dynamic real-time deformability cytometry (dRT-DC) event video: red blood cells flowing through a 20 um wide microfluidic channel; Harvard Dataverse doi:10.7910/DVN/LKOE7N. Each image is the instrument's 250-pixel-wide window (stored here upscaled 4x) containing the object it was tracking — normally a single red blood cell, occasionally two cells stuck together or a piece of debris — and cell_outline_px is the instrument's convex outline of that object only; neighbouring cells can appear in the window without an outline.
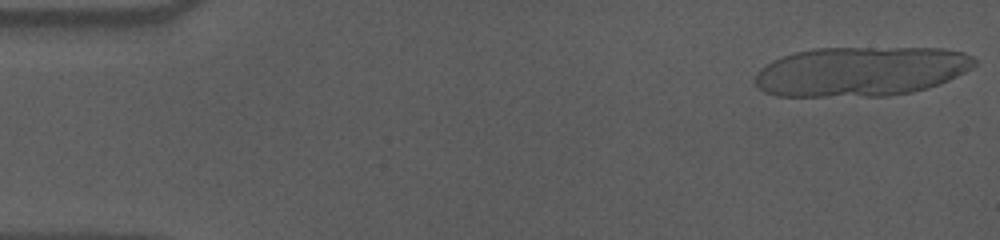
{"species": "human", "species_latin": "Homo sapiens", "temperature_condition": "cold", "stored_images_in_passage": 18, "camera_frame_rate_fps": 3000, "um_per_image_px": 0.085, "donor": {"sex": "male"}, "frame": {"image": 1, "passage_image": 1, "time_ms": 0.0, "image_size_px": [1000, 240], "cell_outline_px": [[976, 64], [972, 68], [940, 84], [928, 88], [912, 92], [888, 96], [776, 96], [764, 92], [756, 84], [756, 72], [760, 68], [772, 60], [796, 52], [816, 48], [944, 48], [964, 52], [972, 56], [976, 60]], "centroid_in_image_um": [73.19, 6.07], "position_along_channel_um": 11.8, "area_um2": 63.64}}